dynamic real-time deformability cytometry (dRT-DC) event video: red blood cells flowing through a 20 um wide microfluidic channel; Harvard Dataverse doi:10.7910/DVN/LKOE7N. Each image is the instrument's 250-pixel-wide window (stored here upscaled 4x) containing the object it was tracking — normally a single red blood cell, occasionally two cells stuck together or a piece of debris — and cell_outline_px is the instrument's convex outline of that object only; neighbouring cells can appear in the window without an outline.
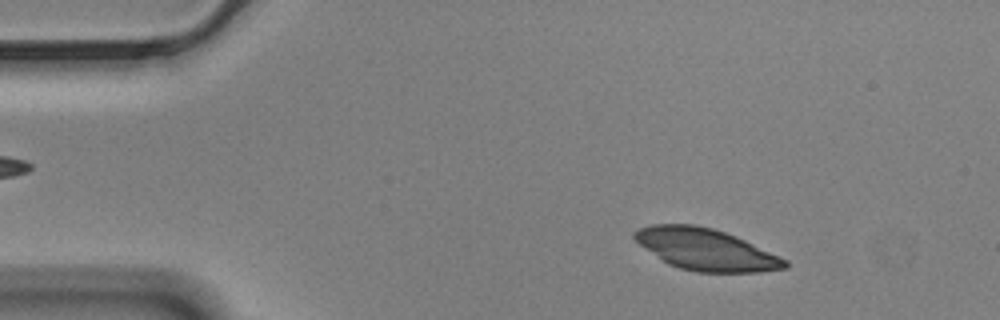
{"species": "Egyptian fruit bat (a non-hibernating species)", "species_latin": "Rousettus aegyptiacus", "temperature_condition": "cold", "stored_images_in_passage": 48, "camera_frame_rate_fps": 3000, "um_per_image_px": 0.085, "animal": {"sex": "male"}, "frame": {"image": 1, "passage_image": 7, "time_ms": 2.0, "image_size_px": [1000, 320], "cell_outline_px": [[788, 268], [760, 272], [696, 272], [680, 268], [668, 264], [640, 244], [632, 236], [632, 232], [636, 228], [652, 224], [696, 224], [712, 228], [736, 236], [788, 260]], "centroid_in_image_um": [59.99, 21.2], "position_along_channel_um": 25.0, "area_um2": 36.41}}